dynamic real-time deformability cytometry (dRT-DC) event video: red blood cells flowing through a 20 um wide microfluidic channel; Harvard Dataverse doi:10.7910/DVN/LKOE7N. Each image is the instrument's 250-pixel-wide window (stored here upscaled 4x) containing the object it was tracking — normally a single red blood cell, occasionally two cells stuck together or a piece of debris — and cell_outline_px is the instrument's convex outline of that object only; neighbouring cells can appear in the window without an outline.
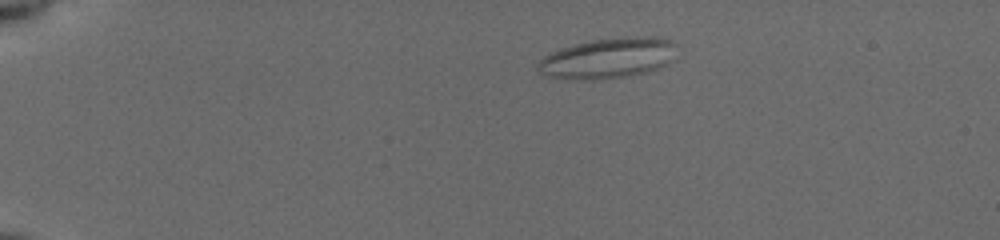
{"species": "common noctule bat (a hibernating species)", "species_latin": "Nyctalus noctula", "temperature_condition": "cold", "stored_images_in_passage": 45, "camera_frame_rate_fps": 3000, "um_per_image_px": 0.085, "animal": {"sex": "female", "body_mass_g": 19.5, "forearm_length_mm": 54.1}, "frame": {"image": 1, "passage_image": 1, "time_ms": 0.0, "image_size_px": [1000, 240], "cell_outline_px": [[676, 44], [672, 60], [668, 64], [660, 68], [644, 72], [624, 76], [592, 80], [568, 80], [548, 76], [540, 72], [536, 68], [536, 64], [544, 56], [560, 48], [588, 40], [624, 36], [664, 36], [672, 40]], "centroid_in_image_um": [51.69, 4.92], "position_along_channel_um": 33.3, "area_um2": 33.29}}
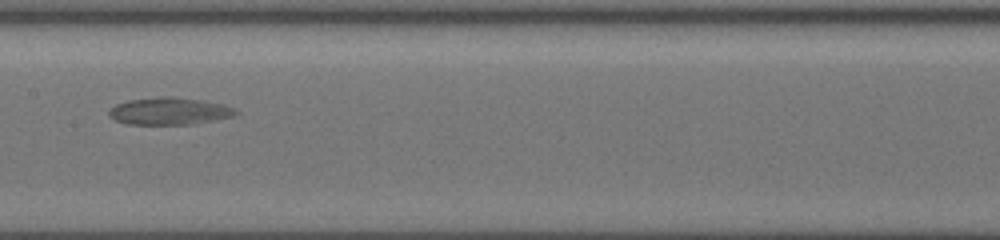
{"frame": {"image": 2, "passage_image": 20, "time_ms": 6.333, "image_size_px": [1000, 240], "cell_outline_px": [[240, 112], [236, 116], [188, 124], [128, 124], [116, 120], [108, 116], [108, 112], [116, 104], [128, 100], [160, 96], [176, 96], [204, 100], [224, 104], [236, 108]], "centroid_in_image_um": [14.44, 9.42], "position_along_channel_um": 193.0, "area_um2": 20.29}}
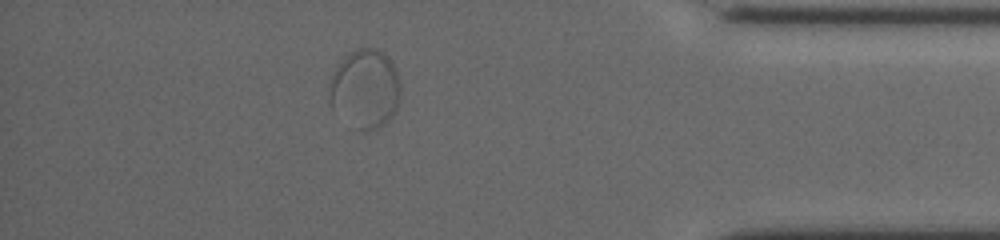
{"frame": {"image": 3, "passage_image": 39, "time_ms": 12.667, "image_size_px": [1000, 240], "cell_outline_px": [[400, 100], [392, 116], [384, 124], [376, 128], [356, 128], [332, 112], [332, 76], [336, 68], [352, 52], [360, 48], [376, 48], [384, 52], [388, 56], [396, 68], [400, 84]], "centroid_in_image_um": [31.09, 7.55], "position_along_channel_um": 404.1, "area_um2": 32.08}, "authors_computed_cell_mechanics": {"area_um2": 22.0796, "velocity_mm_per_s": 3.791, "shape_relaxation_time_tau1_ms": null, "shape_relaxation_time_tau2_ms": 1.9067, "deformation_change_tau1": null, "deformation_change_tau2": 0.0367}}